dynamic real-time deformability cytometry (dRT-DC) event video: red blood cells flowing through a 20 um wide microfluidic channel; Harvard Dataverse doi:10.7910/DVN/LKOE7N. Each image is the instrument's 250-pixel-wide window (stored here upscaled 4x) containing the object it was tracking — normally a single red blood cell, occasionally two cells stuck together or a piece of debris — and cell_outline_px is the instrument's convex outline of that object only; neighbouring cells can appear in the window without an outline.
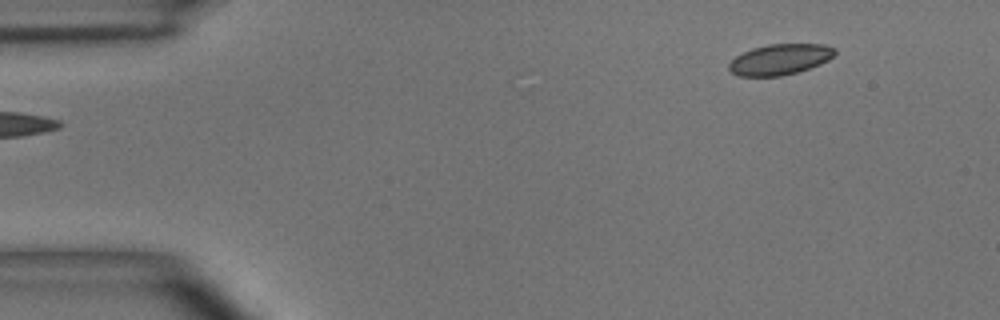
{"species": "common noctule bat (a hibernating species)", "species_latin": "Nyctalus noctula", "temperature_condition": "room temperature", "stored_images_in_passage": 4, "segment_of_instrument_passage": [2, 2], "camera_frame_rate_fps": 3000, "um_per_image_px": 0.085, "animal": {"sex": "male", "body_mass_g": 15.6}, "frame": {"image": 1, "passage_image": 4, "time_ms": 3.667, "image_size_px": [1000, 320], "cell_outline_px": [[836, 52], [828, 60], [820, 64], [800, 72], [780, 76], [740, 76], [732, 72], [728, 68], [728, 64], [736, 56], [752, 48], [768, 44], [824, 44], [836, 48]], "centroid_in_image_um": [66.31, 5.05], "position_along_channel_um": 18.7, "area_um2": 19.02}}